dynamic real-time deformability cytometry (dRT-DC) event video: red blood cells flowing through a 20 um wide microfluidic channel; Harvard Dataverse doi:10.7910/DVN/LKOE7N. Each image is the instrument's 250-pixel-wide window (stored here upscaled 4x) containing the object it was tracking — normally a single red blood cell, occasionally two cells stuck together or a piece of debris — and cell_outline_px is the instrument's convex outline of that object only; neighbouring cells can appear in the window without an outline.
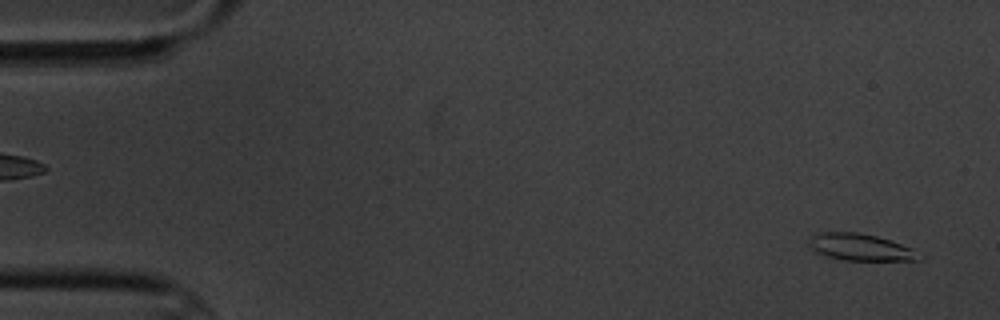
{"species": "common noctule bat (a hibernating species)", "species_latin": "Nyctalus noctula", "temperature_condition": "cold", "stored_images_in_passage": 6, "segment_of_instrument_passage": [2, 2], "camera_frame_rate_fps": 3000, "um_per_image_px": 0.085, "animal": {"sex": "male", "body_mass_g": 20.1, "forearm_length_mm": 53.5}, "frame": {"image": 1, "passage_image": 6, "time_ms": 5.667, "image_size_px": [1000, 320], "cell_outline_px": [[924, 260], [844, 260], [828, 256], [816, 252], [808, 244], [808, 240], [812, 236], [824, 232], [860, 232], [876, 236], [912, 248], [924, 256]], "centroid_in_image_um": [73.18, 21.02], "position_along_channel_um": 11.8, "area_um2": 17.11}}